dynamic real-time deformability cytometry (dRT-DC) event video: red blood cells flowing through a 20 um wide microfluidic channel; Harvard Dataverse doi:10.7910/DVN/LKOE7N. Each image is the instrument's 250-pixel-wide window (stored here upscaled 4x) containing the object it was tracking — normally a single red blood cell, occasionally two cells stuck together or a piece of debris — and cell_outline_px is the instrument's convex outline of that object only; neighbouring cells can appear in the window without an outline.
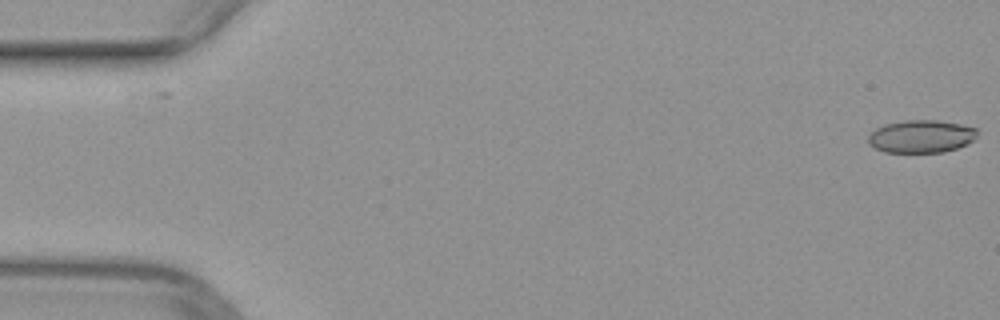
{"species": "common noctule bat (a hibernating species)", "species_latin": "Nyctalus noctula", "temperature_condition": "warm", "stored_images_in_passage": 51, "camera_frame_rate_fps": 3000, "um_per_image_px": 0.085, "animal": {"sex": "female", "body_mass_g": 29.2, "forearm_length_mm": 56.3}, "frame": {"image": 1, "passage_image": 1, "time_ms": 0.0, "image_size_px": [1000, 320], "cell_outline_px": [[976, 140], [968, 144], [944, 152], [884, 152], [868, 144], [868, 136], [876, 128], [884, 124], [904, 120], [936, 120], [960, 124], [976, 128]], "centroid_in_image_um": [78.3, 11.59], "position_along_channel_um": 6.7, "area_um2": 20.87}}
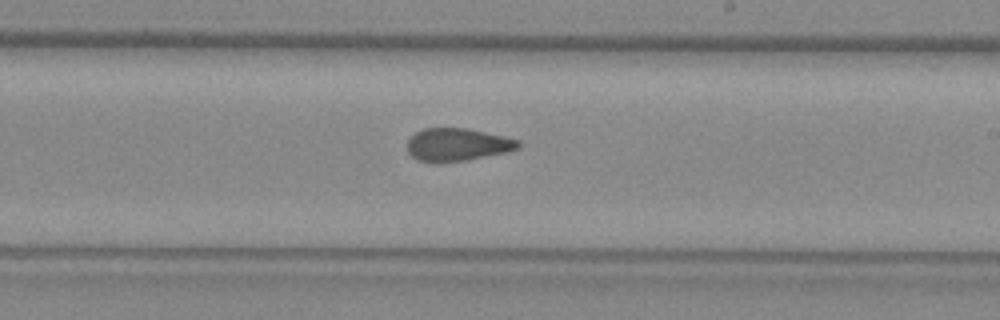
{"frame": {"image": 2, "passage_image": 30, "time_ms": 9.667, "image_size_px": [1000, 320], "cell_outline_px": [[520, 148], [508, 152], [468, 160], [436, 164], [416, 160], [408, 152], [408, 140], [416, 132], [424, 128], [468, 128], [504, 136], [520, 140]], "centroid_in_image_um": [38.89, 12.31], "position_along_channel_um": 250.1, "area_um2": 21.62}}
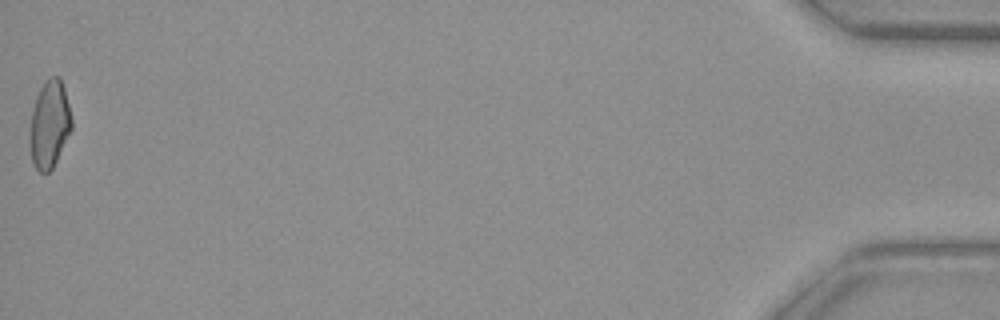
{"frame": {"image": 3, "passage_image": 51, "time_ms": 16.667, "image_size_px": [1000, 320], "cell_outline_px": [[72, 128], [52, 168], [48, 172], [40, 172], [32, 164], [28, 144], [28, 136], [32, 112], [36, 96], [44, 80], [48, 76], [60, 76], [64, 88], [72, 120]], "centroid_in_image_um": [4.17, 10.55], "position_along_channel_um": 431.0, "area_um2": 21.5}}